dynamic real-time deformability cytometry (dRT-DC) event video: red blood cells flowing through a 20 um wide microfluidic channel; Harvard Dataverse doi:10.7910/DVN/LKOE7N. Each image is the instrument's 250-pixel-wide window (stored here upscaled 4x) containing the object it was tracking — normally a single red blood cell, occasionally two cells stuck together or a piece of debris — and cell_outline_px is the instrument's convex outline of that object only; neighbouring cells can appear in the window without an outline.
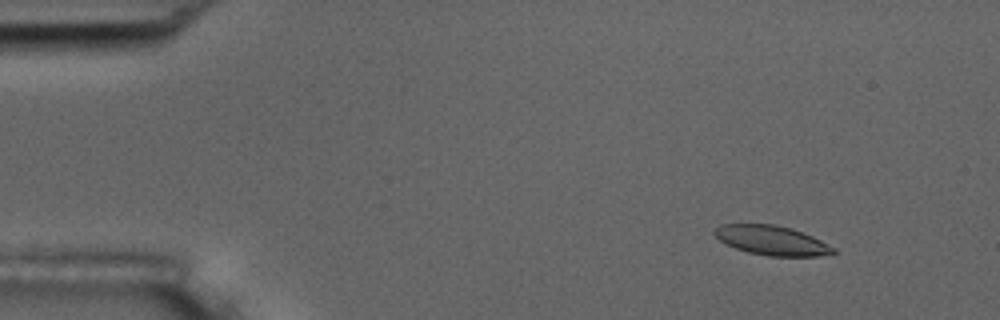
{"species": "common noctule bat (a hibernating species)", "species_latin": "Nyctalus noctula", "temperature_condition": "room temperature", "stored_images_in_passage": 47, "camera_frame_rate_fps": 3000, "um_per_image_px": 0.085, "animal": {"sex": "male", "body_mass_g": 17.5, "forearm_length_mm": 52.3}, "frame": {"image": 1, "passage_image": 3, "time_ms": 0.667, "image_size_px": [1000, 320], "cell_outline_px": [[836, 252], [820, 256], [768, 256], [748, 252], [736, 248], [720, 240], [712, 232], [720, 224], [776, 224], [812, 236], [836, 248]], "centroid_in_image_um": [65.6, 20.43], "position_along_channel_um": 19.4, "area_um2": 20.17}}
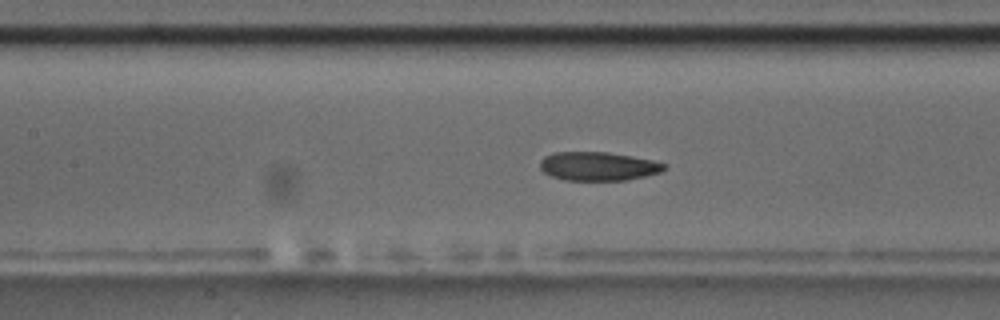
{"frame": {"image": 2, "passage_image": 22, "time_ms": 7.0, "image_size_px": [1000, 320], "cell_outline_px": [[668, 164], [660, 172], [628, 180], [564, 180], [552, 176], [544, 172], [540, 168], [540, 160], [544, 156], [552, 152], [608, 152], [652, 160]], "centroid_in_image_um": [50.81, 14.12], "position_along_channel_um": 156.6, "area_um2": 20.75}}
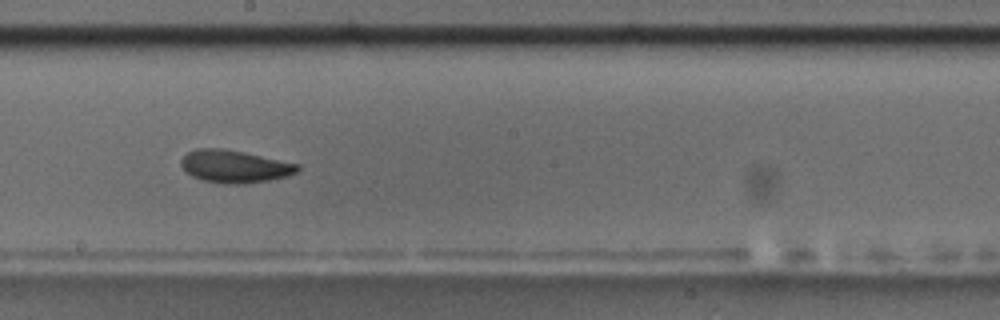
{"frame": {"image": 3, "passage_image": 28, "time_ms": 9.0, "image_size_px": [1000, 320], "cell_outline_px": [[300, 168], [296, 172], [288, 176], [268, 180], [244, 184], [224, 184], [200, 180], [192, 176], [180, 164], [180, 160], [188, 152], [196, 148], [224, 148], [244, 152], [300, 164]], "centroid_in_image_um": [19.94, 14.14], "position_along_channel_um": 228.3, "area_um2": 22.2}, "authors_computed_cell_mechanics": {"area_um2": 21.386, "velocity_mm_per_s": 3.6145, "shape_relaxation_time_tau1_ms": null, "shape_relaxation_time_tau2_ms": 3.8847, "deformation_change_tau1": null, "deformation_change_tau2": 0.0928}}